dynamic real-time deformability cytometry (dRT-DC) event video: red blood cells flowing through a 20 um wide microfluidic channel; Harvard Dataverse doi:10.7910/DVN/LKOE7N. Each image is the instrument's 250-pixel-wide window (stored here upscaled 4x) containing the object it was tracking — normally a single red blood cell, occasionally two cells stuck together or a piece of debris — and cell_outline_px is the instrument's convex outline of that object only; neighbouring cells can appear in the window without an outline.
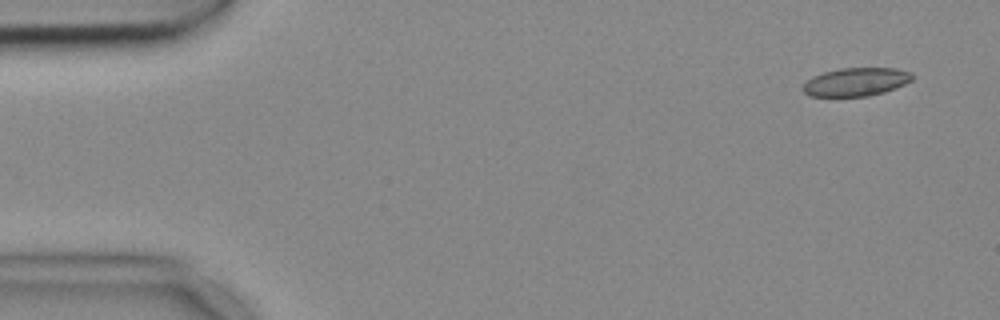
{"species": "common noctule bat (a hibernating species)", "species_latin": "Nyctalus noctula", "temperature_condition": "cold", "stored_images_in_passage": 5, "camera_frame_rate_fps": 3000, "um_per_image_px": 0.085, "animal": {"sex": "female", "body_mass_g": 18.4}, "frame": {"image": 1, "passage_image": 1, "time_ms": 0.0, "image_size_px": [1000, 320], "cell_outline_px": [[912, 80], [896, 88], [884, 92], [868, 96], [812, 96], [804, 92], [804, 84], [812, 76], [824, 72], [840, 68], [896, 68], [912, 72]], "centroid_in_image_um": [72.79, 6.95], "position_along_channel_um": 12.2, "area_um2": 17.92}}
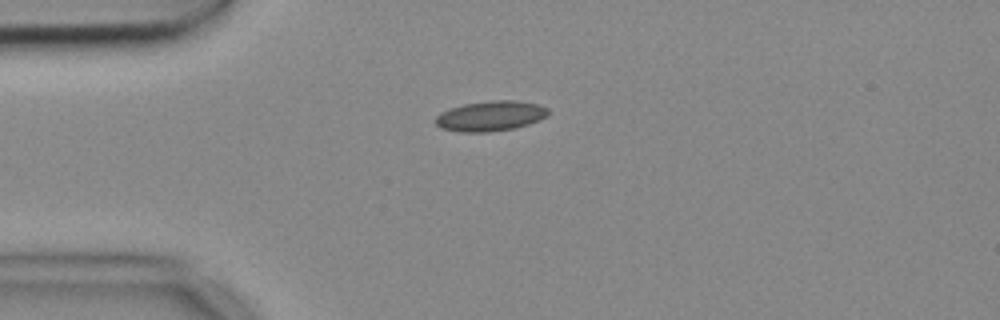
{"frame": {"image": 2, "passage_image": 4, "time_ms": 1.0, "image_size_px": [1000, 320], "cell_outline_px": [[548, 116], [540, 120], [516, 128], [488, 132], [460, 132], [440, 128], [436, 124], [436, 116], [440, 112], [448, 108], [464, 104], [492, 100], [516, 100], [536, 104], [548, 108]], "centroid_in_image_um": [41.68, 9.86], "position_along_channel_um": 43.3, "area_um2": 19.94}}
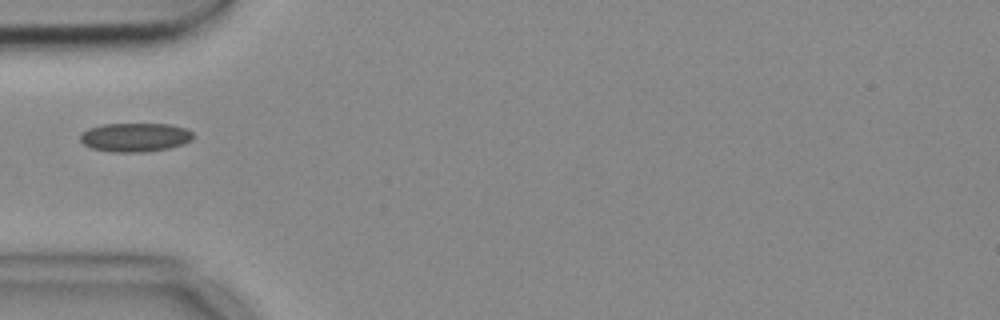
{"frame": {"image": 3, "passage_image": 5, "time_ms": 1.333, "image_size_px": [1000, 320], "cell_outline_px": [[196, 136], [192, 140], [184, 144], [168, 148], [148, 152], [112, 152], [92, 148], [84, 144], [80, 140], [80, 132], [88, 128], [104, 124], [172, 124], [184, 128], [192, 132]], "centroid_in_image_um": [11.5, 11.67], "position_along_channel_um": 73.5, "area_um2": 19.19}}